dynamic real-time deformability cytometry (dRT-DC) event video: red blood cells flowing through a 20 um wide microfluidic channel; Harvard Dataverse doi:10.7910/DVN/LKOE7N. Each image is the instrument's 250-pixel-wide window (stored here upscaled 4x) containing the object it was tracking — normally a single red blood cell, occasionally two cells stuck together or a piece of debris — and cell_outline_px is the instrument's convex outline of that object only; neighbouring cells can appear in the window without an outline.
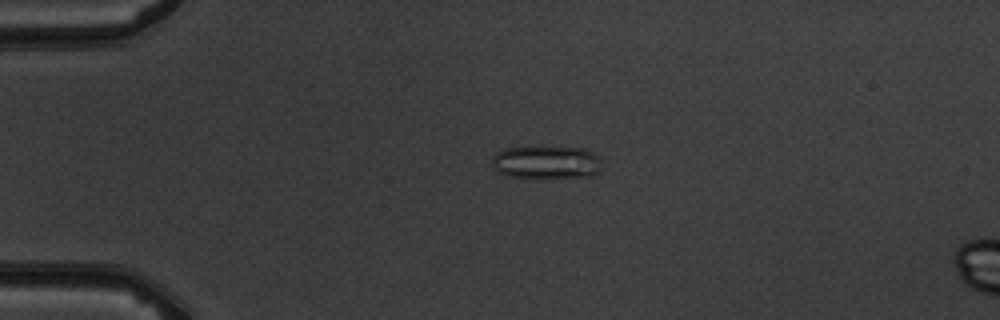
{"species": "common noctule bat (a hibernating species)", "species_latin": "Nyctalus noctula", "temperature_condition": "warm", "stored_images_in_passage": 5, "camera_frame_rate_fps": 3000, "um_per_image_px": 0.085, "animal": {"sex": "male", "body_mass_g": 19.5, "forearm_length_mm": 54.6}, "frame": {"image": 1, "passage_image": 4, "time_ms": 3.333, "image_size_px": [1000, 320], "cell_outline_px": [[600, 172], [592, 176], [540, 180], [532, 180], [508, 176], [496, 172], [492, 168], [492, 156], [496, 152], [504, 148], [540, 144], [544, 144], [584, 148], [592, 152], [596, 156], [600, 168]], "centroid_in_image_um": [46.36, 13.79], "position_along_channel_um": 38.6, "area_um2": 22.95}}